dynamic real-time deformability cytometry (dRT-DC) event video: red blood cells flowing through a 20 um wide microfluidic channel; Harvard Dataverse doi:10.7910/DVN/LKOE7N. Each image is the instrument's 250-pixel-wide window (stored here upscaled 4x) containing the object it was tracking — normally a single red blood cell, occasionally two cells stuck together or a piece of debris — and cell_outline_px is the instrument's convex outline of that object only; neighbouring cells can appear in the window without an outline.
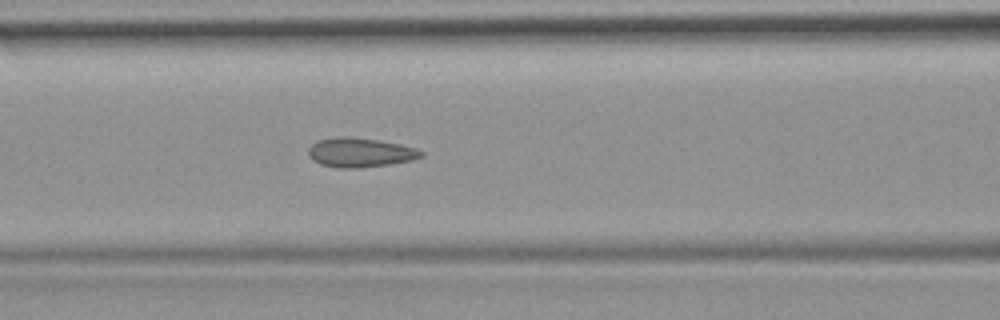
{"species": "common noctule bat (a hibernating species)", "species_latin": "Nyctalus noctula", "temperature_condition": "room temperature", "stored_images_in_passage": 41, "camera_frame_rate_fps": 3000, "um_per_image_px": 0.085, "animal": {"sex": "female", "body_mass_g": 19.9}, "frame": {"image": 1, "passage_image": 18, "time_ms": 5.667, "image_size_px": [1000, 320], "cell_outline_px": [[424, 156], [412, 160], [388, 164], [356, 168], [336, 168], [320, 164], [312, 160], [308, 156], [308, 148], [316, 140], [336, 136], [348, 136], [380, 140], [400, 144], [416, 148], [424, 152]], "centroid_in_image_um": [30.58, 12.95], "position_along_channel_um": 136.0, "area_um2": 19.54}, "authors_computed_cell_mechanics": {"area_um2": 19.2474, "velocity_mm_per_s": 3.8416, "shape_relaxation_time_tau1_ms": null, "shape_relaxation_time_tau2_ms": 1.2795, "deformation_change_tau1": null, "deformation_change_tau2": 0.0624}}